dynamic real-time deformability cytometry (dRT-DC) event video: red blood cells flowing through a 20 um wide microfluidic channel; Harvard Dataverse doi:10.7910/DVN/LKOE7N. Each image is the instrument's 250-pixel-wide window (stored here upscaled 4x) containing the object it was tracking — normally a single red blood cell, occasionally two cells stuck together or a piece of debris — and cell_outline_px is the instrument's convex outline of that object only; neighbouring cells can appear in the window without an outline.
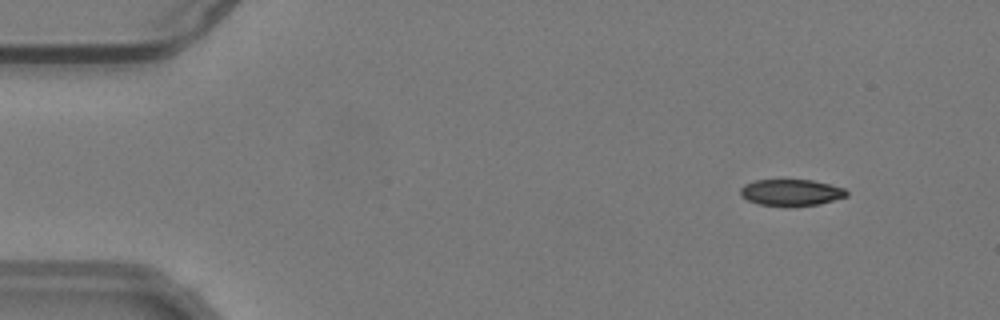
{"species": "common noctule bat (a hibernating species)", "species_latin": "Nyctalus noctula", "temperature_condition": "warm", "stored_images_in_passage": 52, "camera_frame_rate_fps": 3000, "um_per_image_px": 0.085, "animal": {"sex": "male", "body_mass_g": 19.2, "forearm_length_mm": 51.8}, "frame": {"image": 1, "passage_image": 3, "time_ms": 0.667, "image_size_px": [1000, 320], "cell_outline_px": [[848, 196], [820, 204], [792, 208], [784, 208], [756, 204], [740, 196], [740, 188], [744, 184], [756, 180], [812, 180], [844, 188], [848, 192]], "centroid_in_image_um": [67.22, 16.4], "position_along_channel_um": 17.8, "area_um2": 16.94}}
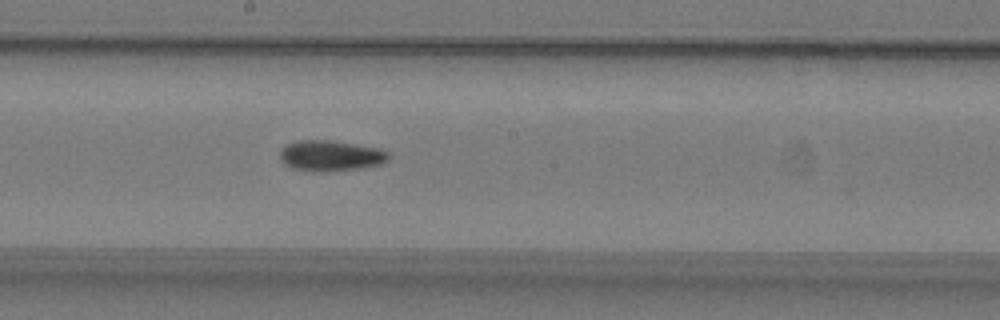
{"frame": {"image": 2, "passage_image": 27, "time_ms": 8.667, "image_size_px": [1000, 320], "cell_outline_px": [[392, 156], [384, 164], [360, 168], [320, 172], [312, 172], [292, 168], [284, 164], [280, 160], [280, 152], [288, 144], [300, 140], [332, 140], [376, 148], [388, 152]], "centroid_in_image_um": [28.12, 13.25], "position_along_channel_um": 220.1, "area_um2": 19.48}}
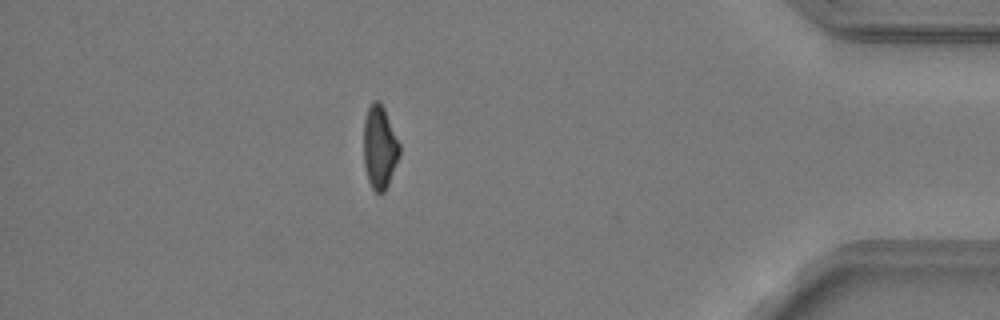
{"frame": {"image": 3, "passage_image": 45, "time_ms": 14.667, "image_size_px": [1000, 320], "cell_outline_px": [[400, 156], [388, 184], [384, 192], [380, 196], [372, 188], [368, 180], [364, 164], [364, 120], [368, 108], [372, 100], [380, 100], [384, 108], [400, 144]], "centroid_in_image_um": [32.27, 12.52], "position_along_channel_um": 402.9, "area_um2": 17.51}, "authors_computed_cell_mechanics": {"area_um2": 18.2937, "velocity_mm_per_s": 3.7955, "shape_relaxation_time_tau1_ms": 7.6966, "shape_relaxation_time_tau2_ms": 9.3048, "deformation_change_tau1": 0.1849, "deformation_change_tau2": 0.1599}}